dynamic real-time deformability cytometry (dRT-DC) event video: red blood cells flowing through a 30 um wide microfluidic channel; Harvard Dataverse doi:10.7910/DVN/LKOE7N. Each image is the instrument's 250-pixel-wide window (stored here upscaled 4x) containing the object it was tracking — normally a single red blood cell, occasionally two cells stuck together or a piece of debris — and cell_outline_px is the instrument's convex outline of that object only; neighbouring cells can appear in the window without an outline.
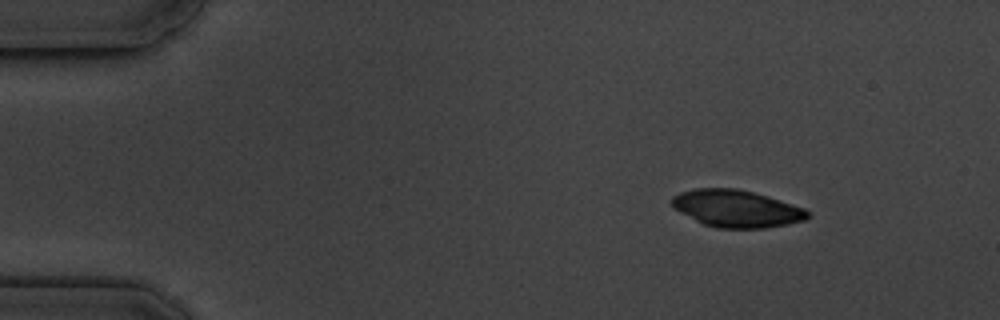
{"species": "common noctule bat (a hibernating species)", "species_latin": "Nyctalus noctula", "temperature_condition": "cold", "stored_images_in_passage": 6, "camera_frame_rate_fps": 3000, "um_per_image_px": 0.085, "animal": {"sex": "male", "body_mass_g": 19.5, "forearm_length_mm": 54.6}, "frame": {"image": 1, "passage_image": 2, "time_ms": 1.333, "image_size_px": [1000, 320], "cell_outline_px": [[808, 216], [804, 220], [788, 224], [764, 228], [716, 228], [704, 224], [680, 212], [672, 204], [672, 196], [680, 192], [696, 188], [736, 188], [768, 196], [804, 208], [808, 212]], "centroid_in_image_um": [62.59, 17.73], "position_along_channel_um": 22.4, "area_um2": 29.13}}